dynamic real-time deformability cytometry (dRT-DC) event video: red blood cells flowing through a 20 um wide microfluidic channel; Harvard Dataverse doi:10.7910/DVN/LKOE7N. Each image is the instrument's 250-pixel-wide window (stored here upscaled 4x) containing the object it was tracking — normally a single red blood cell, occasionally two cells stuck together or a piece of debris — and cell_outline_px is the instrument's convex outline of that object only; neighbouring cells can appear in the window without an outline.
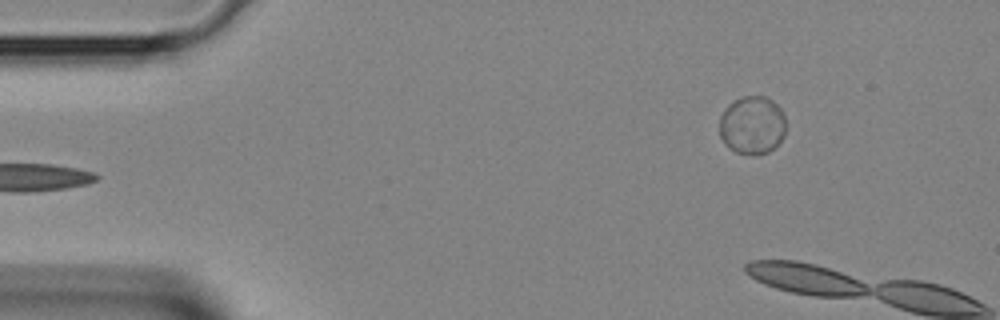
{"species": "Egyptian fruit bat (a non-hibernating species)", "species_latin": "Rousettus aegyptiacus", "temperature_condition": "room temperature", "stored_images_in_passage": 3, "camera_frame_rate_fps": 3000, "um_per_image_px": 0.085, "animal": {"sex": "female"}, "frame": {"image": 1, "passage_image": 3, "time_ms": 0.667, "image_size_px": [1000, 320], "cell_outline_px": [[784, 136], [768, 152], [756, 156], [736, 152], [728, 148], [720, 136], [720, 116], [724, 108], [732, 100], [744, 96], [764, 96], [772, 100], [780, 108], [784, 116]], "centroid_in_image_um": [63.9, 10.63], "position_along_channel_um": 21.1, "area_um2": 22.6}}